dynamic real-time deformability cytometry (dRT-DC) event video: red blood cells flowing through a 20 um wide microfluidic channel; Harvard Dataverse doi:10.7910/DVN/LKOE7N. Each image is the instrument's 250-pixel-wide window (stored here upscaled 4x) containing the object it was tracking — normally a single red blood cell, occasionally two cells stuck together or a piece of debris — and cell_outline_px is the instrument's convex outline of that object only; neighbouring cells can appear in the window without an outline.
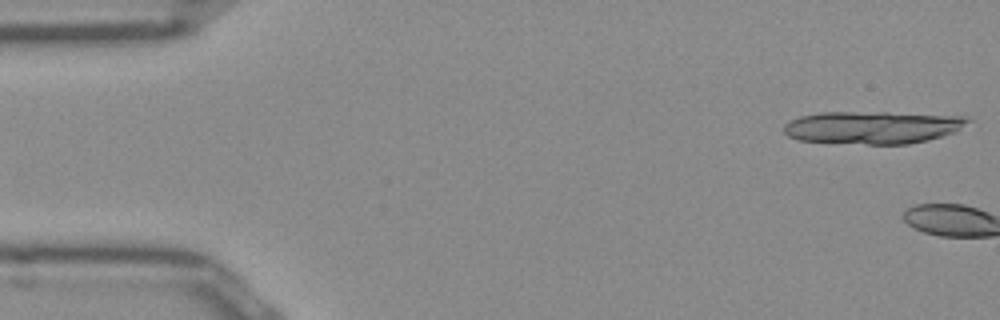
{"species": "Egyptian fruit bat (a non-hibernating species)", "species_latin": "Rousettus aegyptiacus", "temperature_condition": "room temperature", "stored_images_in_passage": 3, "camera_frame_rate_fps": 3000, "um_per_image_px": 0.085, "frame": {"image": 1, "passage_image": 1, "time_ms": 0.0, "image_size_px": [1000, 320], "cell_outline_px": [[972, 120], [956, 132], [928, 140], [908, 144], [868, 144], [796, 140], [788, 136], [784, 132], [784, 124], [800, 116], [820, 112], [888, 112], [964, 116]], "centroid_in_image_um": [74.19, 10.82], "position_along_channel_um": 10.8, "area_um2": 35.14}}